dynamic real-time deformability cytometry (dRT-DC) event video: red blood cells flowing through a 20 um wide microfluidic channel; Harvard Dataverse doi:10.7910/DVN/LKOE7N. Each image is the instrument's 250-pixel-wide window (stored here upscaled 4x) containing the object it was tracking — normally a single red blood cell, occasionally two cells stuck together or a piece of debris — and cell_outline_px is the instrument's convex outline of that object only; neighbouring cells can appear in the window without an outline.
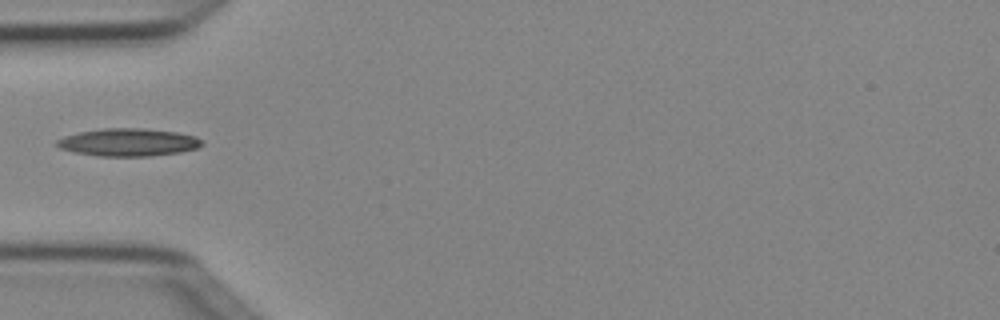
{"species": "Egyptian fruit bat (a non-hibernating species)", "species_latin": "Rousettus aegyptiacus", "temperature_condition": "cold", "stored_images_in_passage": 4, "camera_frame_rate_fps": 3000, "um_per_image_px": 0.085, "animal": {"sex": "female"}, "frame": {"image": 1, "passage_image": 4, "time_ms": 1.0, "image_size_px": [1000, 320], "cell_outline_px": [[204, 144], [196, 148], [180, 152], [148, 156], [96, 156], [72, 152], [60, 148], [56, 144], [56, 140], [64, 136], [80, 132], [104, 128], [144, 128], [176, 132], [196, 136], [204, 140]], "centroid_in_image_um": [10.91, 12.09], "position_along_channel_um": 74.1, "area_um2": 23.52}}